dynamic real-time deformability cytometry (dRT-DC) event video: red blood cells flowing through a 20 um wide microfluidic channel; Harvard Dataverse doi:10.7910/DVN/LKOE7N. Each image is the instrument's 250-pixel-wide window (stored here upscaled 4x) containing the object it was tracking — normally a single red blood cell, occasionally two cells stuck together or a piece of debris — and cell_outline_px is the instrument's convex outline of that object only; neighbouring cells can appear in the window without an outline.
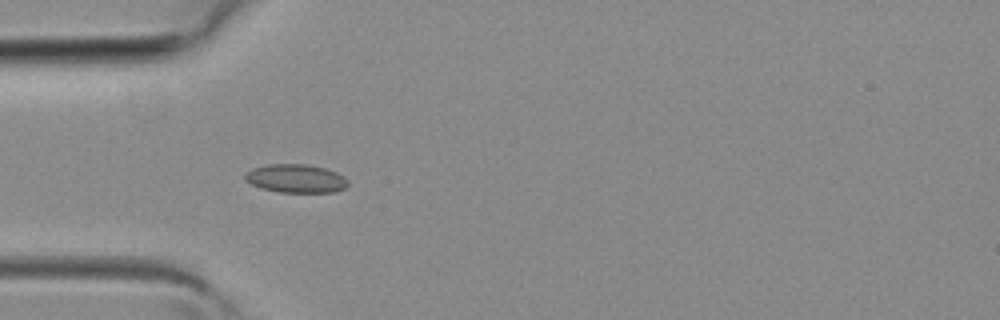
{"species": "common noctule bat (a hibernating species)", "species_latin": "Nyctalus noctula", "temperature_condition": "room temperature", "stored_images_in_passage": 3, "camera_frame_rate_fps": 3000, "um_per_image_px": 0.085, "animal": {"sex": "female", "body_mass_g": 19.3, "forearm_length_mm": 54.1}, "frame": {"image": 1, "passage_image": 3, "time_ms": 0.667, "image_size_px": [1000, 320], "cell_outline_px": [[348, 184], [344, 188], [332, 192], [280, 192], [260, 188], [244, 180], [244, 172], [252, 168], [268, 164], [304, 164], [324, 168], [336, 172], [344, 176], [348, 180]], "centroid_in_image_um": [25.11, 15.17], "position_along_channel_um": 59.9, "area_um2": 17.11}}